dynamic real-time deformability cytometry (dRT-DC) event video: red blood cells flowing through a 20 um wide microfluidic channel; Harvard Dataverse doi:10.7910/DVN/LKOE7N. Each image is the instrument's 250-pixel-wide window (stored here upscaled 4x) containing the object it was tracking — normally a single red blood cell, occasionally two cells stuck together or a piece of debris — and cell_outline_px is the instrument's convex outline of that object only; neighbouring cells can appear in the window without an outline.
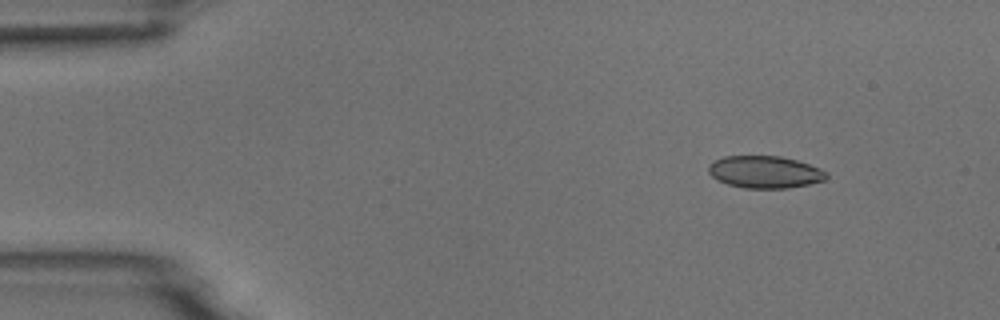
{"species": "common noctule bat (a hibernating species)", "species_latin": "Nyctalus noctula", "temperature_condition": "room temperature", "stored_images_in_passage": 6, "camera_frame_rate_fps": 3000, "um_per_image_px": 0.085, "animal": {"sex": "male", "body_mass_g": 18.8}, "frame": {"image": 1, "passage_image": 2, "time_ms": 1.0, "image_size_px": [1000, 320], "cell_outline_px": [[828, 176], [824, 180], [808, 184], [788, 188], [744, 188], [728, 184], [716, 180], [708, 172], [708, 164], [724, 156], [780, 156], [796, 160], [820, 168], [828, 172]], "centroid_in_image_um": [65.0, 14.62], "position_along_channel_um": 20.0, "area_um2": 22.14}}
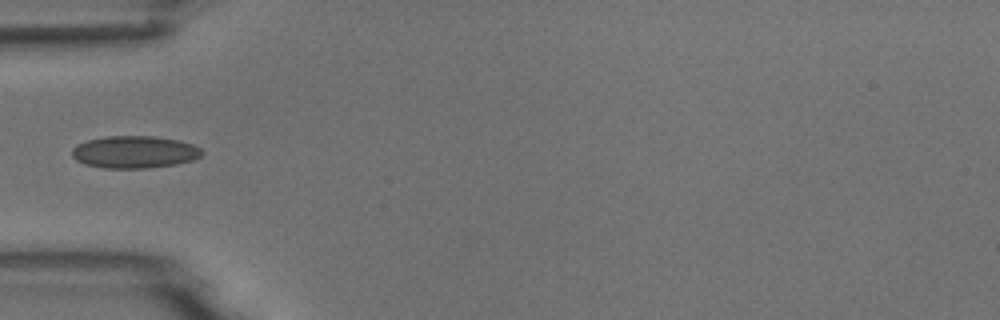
{"frame": {"image": 2, "passage_image": 5, "time_ms": 4.667, "image_size_px": [1000, 320], "cell_outline_px": [[204, 152], [200, 156], [192, 160], [176, 164], [148, 168], [104, 168], [84, 164], [76, 160], [72, 156], [72, 148], [76, 144], [88, 140], [108, 136], [152, 136], [180, 140], [192, 144], [200, 148]], "centroid_in_image_um": [11.42, 12.92], "position_along_channel_um": 73.6, "area_um2": 24.51}}